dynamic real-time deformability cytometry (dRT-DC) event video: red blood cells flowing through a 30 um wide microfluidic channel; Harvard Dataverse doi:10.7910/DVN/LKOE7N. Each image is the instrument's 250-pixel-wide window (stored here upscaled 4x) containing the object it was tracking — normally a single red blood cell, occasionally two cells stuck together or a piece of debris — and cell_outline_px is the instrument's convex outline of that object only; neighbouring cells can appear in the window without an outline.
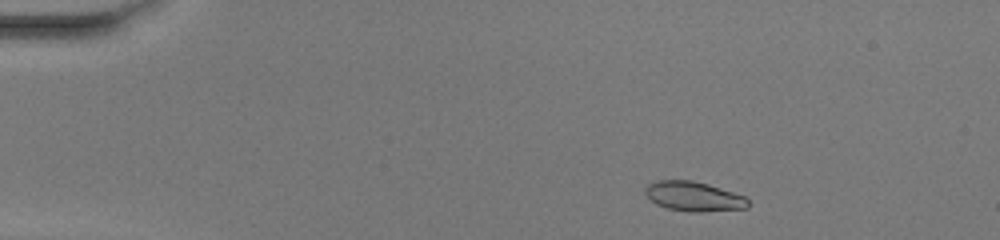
{"species": "common noctule bat (a hibernating species)", "species_latin": "Nyctalus noctula", "temperature_condition": "warm", "stored_images_in_passage": 45, "camera_frame_rate_fps": 3000, "um_per_image_px": 0.085, "animal": {"sex": "female", "body_mass_g": 20.0, "forearm_length_mm": 54.0}, "frame": {"image": 1, "passage_image": 3, "time_ms": 0.667, "image_size_px": [1000, 240], "cell_outline_px": [[748, 208], [700, 212], [688, 212], [668, 208], [656, 204], [644, 192], [644, 188], [648, 184], [656, 180], [692, 180], [708, 184], [744, 196], [748, 200]], "centroid_in_image_um": [58.94, 16.69], "position_along_channel_um": 26.1, "area_um2": 17.69}}
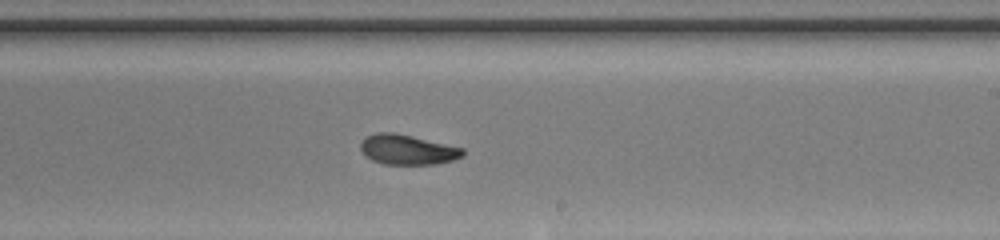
{"frame": {"image": 2, "passage_image": 26, "time_ms": 8.333, "image_size_px": [1000, 240], "cell_outline_px": [[464, 156], [452, 160], [436, 164], [384, 164], [372, 160], [360, 148], [360, 144], [364, 136], [376, 132], [392, 132], [412, 136], [464, 148]], "centroid_in_image_um": [34.63, 12.71], "position_along_channel_um": 254.4, "area_um2": 17.8}}
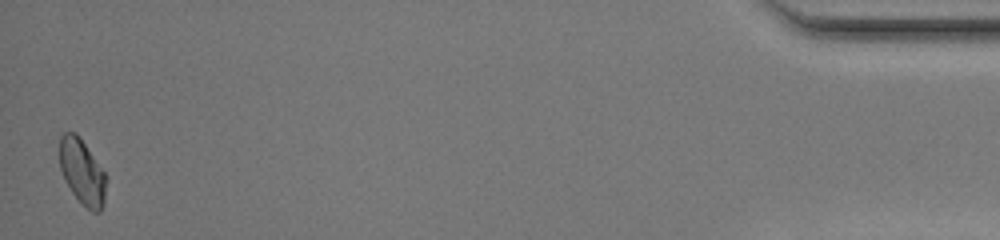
{"frame": {"image": 3, "passage_image": 45, "time_ms": 14.667, "image_size_px": [1000, 240], "cell_outline_px": [[104, 204], [100, 212], [92, 212], [72, 192], [64, 180], [60, 168], [60, 136], [64, 132], [76, 132], [104, 172]], "centroid_in_image_um": [6.95, 14.59], "position_along_channel_um": 428.3, "area_um2": 17.17}, "authors_computed_cell_mechanics": {"area_um2": 18.0914, "velocity_mm_per_s": 4.1084, "shape_relaxation_time_tau1_ms": null, "shape_relaxation_time_tau2_ms": 2.1306, "deformation_change_tau1": null, "deformation_change_tau2": 0.0502}}